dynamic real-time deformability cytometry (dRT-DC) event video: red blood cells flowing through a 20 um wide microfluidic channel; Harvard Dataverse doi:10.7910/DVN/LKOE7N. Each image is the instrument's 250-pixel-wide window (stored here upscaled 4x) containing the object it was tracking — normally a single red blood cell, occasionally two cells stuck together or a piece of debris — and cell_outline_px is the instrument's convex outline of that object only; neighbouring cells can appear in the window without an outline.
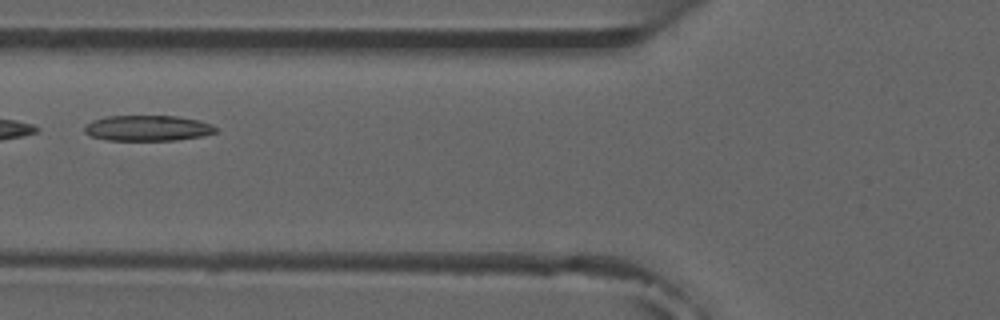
{"species": "common noctule bat (a hibernating species)", "species_latin": "Nyctalus noctula", "temperature_condition": "room temperature", "stored_images_in_passage": 5, "camera_frame_rate_fps": 3000, "um_per_image_px": 0.085, "animal": {"sex": "male", "forearm_length_mm": 52.5}, "frame": {"image": 1, "passage_image": 5, "time_ms": 4.667, "image_size_px": [1000, 320], "cell_outline_px": [[216, 132], [200, 136], [176, 140], [108, 140], [92, 136], [84, 132], [84, 124], [92, 120], [108, 116], [176, 116], [200, 120], [212, 124], [216, 128]], "centroid_in_image_um": [12.53, 10.88], "position_along_channel_um": 113.3, "area_um2": 19.54}}